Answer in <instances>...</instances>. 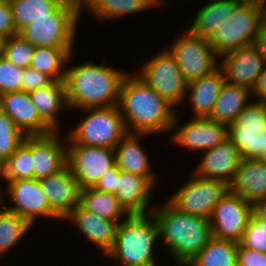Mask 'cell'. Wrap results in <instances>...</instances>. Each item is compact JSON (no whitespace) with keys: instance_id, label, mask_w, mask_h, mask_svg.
Here are the masks:
<instances>
[{"instance_id":"6da1fadb","label":"cell","mask_w":266,"mask_h":266,"mask_svg":"<svg viewBox=\"0 0 266 266\" xmlns=\"http://www.w3.org/2000/svg\"><path fill=\"white\" fill-rule=\"evenodd\" d=\"M118 107L131 133H171L178 110L163 99L133 71L122 81Z\"/></svg>"},{"instance_id":"7a4b0ae2","label":"cell","mask_w":266,"mask_h":266,"mask_svg":"<svg viewBox=\"0 0 266 266\" xmlns=\"http://www.w3.org/2000/svg\"><path fill=\"white\" fill-rule=\"evenodd\" d=\"M71 53L64 79L69 110L109 107L118 104L123 79L129 73L94 61L71 65ZM70 64V65H69Z\"/></svg>"},{"instance_id":"3957f363","label":"cell","mask_w":266,"mask_h":266,"mask_svg":"<svg viewBox=\"0 0 266 266\" xmlns=\"http://www.w3.org/2000/svg\"><path fill=\"white\" fill-rule=\"evenodd\" d=\"M154 204L159 240L176 265H188L213 237L210 219L178 211L167 200Z\"/></svg>"},{"instance_id":"277c9868","label":"cell","mask_w":266,"mask_h":266,"mask_svg":"<svg viewBox=\"0 0 266 266\" xmlns=\"http://www.w3.org/2000/svg\"><path fill=\"white\" fill-rule=\"evenodd\" d=\"M158 239L153 213L128 215L118 224L114 246L106 257L119 266H158Z\"/></svg>"},{"instance_id":"5b68a950","label":"cell","mask_w":266,"mask_h":266,"mask_svg":"<svg viewBox=\"0 0 266 266\" xmlns=\"http://www.w3.org/2000/svg\"><path fill=\"white\" fill-rule=\"evenodd\" d=\"M85 116L65 135L66 145H84L115 149L128 133L118 104L109 107L86 108Z\"/></svg>"},{"instance_id":"8992f818","label":"cell","mask_w":266,"mask_h":266,"mask_svg":"<svg viewBox=\"0 0 266 266\" xmlns=\"http://www.w3.org/2000/svg\"><path fill=\"white\" fill-rule=\"evenodd\" d=\"M181 33L166 49L174 57L185 82L189 84L216 70L219 57L207 38L195 35L186 28Z\"/></svg>"},{"instance_id":"52a82bcc","label":"cell","mask_w":266,"mask_h":266,"mask_svg":"<svg viewBox=\"0 0 266 266\" xmlns=\"http://www.w3.org/2000/svg\"><path fill=\"white\" fill-rule=\"evenodd\" d=\"M143 65V66H142ZM135 74L174 108L186 103L187 83L174 57L166 49L155 53Z\"/></svg>"},{"instance_id":"ba28073f","label":"cell","mask_w":266,"mask_h":266,"mask_svg":"<svg viewBox=\"0 0 266 266\" xmlns=\"http://www.w3.org/2000/svg\"><path fill=\"white\" fill-rule=\"evenodd\" d=\"M222 180L205 179L194 173L167 201L178 211L210 219L218 202L229 192Z\"/></svg>"},{"instance_id":"9c48e42d","label":"cell","mask_w":266,"mask_h":266,"mask_svg":"<svg viewBox=\"0 0 266 266\" xmlns=\"http://www.w3.org/2000/svg\"><path fill=\"white\" fill-rule=\"evenodd\" d=\"M266 14V8L237 5L235 11L217 27L208 39L220 58L253 43L260 20Z\"/></svg>"},{"instance_id":"30bf717a","label":"cell","mask_w":266,"mask_h":266,"mask_svg":"<svg viewBox=\"0 0 266 266\" xmlns=\"http://www.w3.org/2000/svg\"><path fill=\"white\" fill-rule=\"evenodd\" d=\"M80 20L69 9L58 7L49 17L24 26L18 34L35 47L74 48Z\"/></svg>"},{"instance_id":"8fae6325","label":"cell","mask_w":266,"mask_h":266,"mask_svg":"<svg viewBox=\"0 0 266 266\" xmlns=\"http://www.w3.org/2000/svg\"><path fill=\"white\" fill-rule=\"evenodd\" d=\"M4 182L6 190L0 188V203H4L5 198H7L12 204L5 207L7 210L17 213L32 226H35L36 221L41 218L60 219L62 222V219L51 209L39 180L33 178Z\"/></svg>"},{"instance_id":"7c38bea8","label":"cell","mask_w":266,"mask_h":266,"mask_svg":"<svg viewBox=\"0 0 266 266\" xmlns=\"http://www.w3.org/2000/svg\"><path fill=\"white\" fill-rule=\"evenodd\" d=\"M180 114L177 112L172 124L169 140L176 147L204 152L228 138V126L210 118H191L180 124ZM173 132V133H172Z\"/></svg>"},{"instance_id":"4fadbf2b","label":"cell","mask_w":266,"mask_h":266,"mask_svg":"<svg viewBox=\"0 0 266 266\" xmlns=\"http://www.w3.org/2000/svg\"><path fill=\"white\" fill-rule=\"evenodd\" d=\"M66 160L81 189L94 187L116 164L114 149L84 145H66Z\"/></svg>"},{"instance_id":"5bb4252c","label":"cell","mask_w":266,"mask_h":266,"mask_svg":"<svg viewBox=\"0 0 266 266\" xmlns=\"http://www.w3.org/2000/svg\"><path fill=\"white\" fill-rule=\"evenodd\" d=\"M266 128V103L251 100L228 126V138L240 151L243 159H258L260 156L259 133Z\"/></svg>"},{"instance_id":"9a60e30c","label":"cell","mask_w":266,"mask_h":266,"mask_svg":"<svg viewBox=\"0 0 266 266\" xmlns=\"http://www.w3.org/2000/svg\"><path fill=\"white\" fill-rule=\"evenodd\" d=\"M252 213L253 204L229 190L210 217L213 237L240 242Z\"/></svg>"},{"instance_id":"2e32d148","label":"cell","mask_w":266,"mask_h":266,"mask_svg":"<svg viewBox=\"0 0 266 266\" xmlns=\"http://www.w3.org/2000/svg\"><path fill=\"white\" fill-rule=\"evenodd\" d=\"M59 134H62V132L54 131L46 135L25 137L23 142L32 152L34 179L40 180L46 178L58 172L67 164V136L62 137Z\"/></svg>"},{"instance_id":"e0dca14e","label":"cell","mask_w":266,"mask_h":266,"mask_svg":"<svg viewBox=\"0 0 266 266\" xmlns=\"http://www.w3.org/2000/svg\"><path fill=\"white\" fill-rule=\"evenodd\" d=\"M200 159L192 173L230 185L243 158L235 144L226 138L214 148L204 151Z\"/></svg>"},{"instance_id":"ac0fdd59","label":"cell","mask_w":266,"mask_h":266,"mask_svg":"<svg viewBox=\"0 0 266 266\" xmlns=\"http://www.w3.org/2000/svg\"><path fill=\"white\" fill-rule=\"evenodd\" d=\"M220 60L219 67L223 70L225 82L250 90L265 66L263 56L253 45L226 53Z\"/></svg>"},{"instance_id":"d6986e66","label":"cell","mask_w":266,"mask_h":266,"mask_svg":"<svg viewBox=\"0 0 266 266\" xmlns=\"http://www.w3.org/2000/svg\"><path fill=\"white\" fill-rule=\"evenodd\" d=\"M39 182L51 209L62 220L80 204L81 187L67 164Z\"/></svg>"},{"instance_id":"ffe728a7","label":"cell","mask_w":266,"mask_h":266,"mask_svg":"<svg viewBox=\"0 0 266 266\" xmlns=\"http://www.w3.org/2000/svg\"><path fill=\"white\" fill-rule=\"evenodd\" d=\"M0 109L12 118L26 135H46L54 130L41 118L29 92L15 91L0 95Z\"/></svg>"},{"instance_id":"44dd1931","label":"cell","mask_w":266,"mask_h":266,"mask_svg":"<svg viewBox=\"0 0 266 266\" xmlns=\"http://www.w3.org/2000/svg\"><path fill=\"white\" fill-rule=\"evenodd\" d=\"M63 221H69L77 228L80 235L101 250L106 256L115 243L117 226L121 221H111L99 217L93 211L78 205Z\"/></svg>"},{"instance_id":"7402d4cb","label":"cell","mask_w":266,"mask_h":266,"mask_svg":"<svg viewBox=\"0 0 266 266\" xmlns=\"http://www.w3.org/2000/svg\"><path fill=\"white\" fill-rule=\"evenodd\" d=\"M148 136L152 135L128 132L114 149L115 162L121 171L146 177L154 186H157L159 176L152 170L154 168H151L150 156L141 142Z\"/></svg>"},{"instance_id":"603a6c76","label":"cell","mask_w":266,"mask_h":266,"mask_svg":"<svg viewBox=\"0 0 266 266\" xmlns=\"http://www.w3.org/2000/svg\"><path fill=\"white\" fill-rule=\"evenodd\" d=\"M155 186L143 176L121 171L115 196L125 211L131 214L152 213L155 205L151 204Z\"/></svg>"},{"instance_id":"cb8c5ba5","label":"cell","mask_w":266,"mask_h":266,"mask_svg":"<svg viewBox=\"0 0 266 266\" xmlns=\"http://www.w3.org/2000/svg\"><path fill=\"white\" fill-rule=\"evenodd\" d=\"M225 83L223 70L218 67L212 73L187 85L185 100L193 115L190 118H209L222 85Z\"/></svg>"},{"instance_id":"d4e9b609","label":"cell","mask_w":266,"mask_h":266,"mask_svg":"<svg viewBox=\"0 0 266 266\" xmlns=\"http://www.w3.org/2000/svg\"><path fill=\"white\" fill-rule=\"evenodd\" d=\"M230 191L251 204L266 198V163L258 159H242Z\"/></svg>"},{"instance_id":"484cf974","label":"cell","mask_w":266,"mask_h":266,"mask_svg":"<svg viewBox=\"0 0 266 266\" xmlns=\"http://www.w3.org/2000/svg\"><path fill=\"white\" fill-rule=\"evenodd\" d=\"M29 95L41 118L54 130L62 131L59 114L69 109L64 81H53L50 85L31 91Z\"/></svg>"},{"instance_id":"4316f807","label":"cell","mask_w":266,"mask_h":266,"mask_svg":"<svg viewBox=\"0 0 266 266\" xmlns=\"http://www.w3.org/2000/svg\"><path fill=\"white\" fill-rule=\"evenodd\" d=\"M251 90L242 85L225 82L219 92L210 119L229 126L251 101Z\"/></svg>"},{"instance_id":"83f0119b","label":"cell","mask_w":266,"mask_h":266,"mask_svg":"<svg viewBox=\"0 0 266 266\" xmlns=\"http://www.w3.org/2000/svg\"><path fill=\"white\" fill-rule=\"evenodd\" d=\"M205 5L196 11L188 28L193 34L209 39L226 18L236 9L237 4L231 0H203Z\"/></svg>"},{"instance_id":"f1b7e54d","label":"cell","mask_w":266,"mask_h":266,"mask_svg":"<svg viewBox=\"0 0 266 266\" xmlns=\"http://www.w3.org/2000/svg\"><path fill=\"white\" fill-rule=\"evenodd\" d=\"M158 7L152 0H92L89 14L101 22H106Z\"/></svg>"},{"instance_id":"f546056e","label":"cell","mask_w":266,"mask_h":266,"mask_svg":"<svg viewBox=\"0 0 266 266\" xmlns=\"http://www.w3.org/2000/svg\"><path fill=\"white\" fill-rule=\"evenodd\" d=\"M79 205L106 220L122 221L129 215L114 194L97 190L94 187L81 189Z\"/></svg>"},{"instance_id":"4dcf8cb0","label":"cell","mask_w":266,"mask_h":266,"mask_svg":"<svg viewBox=\"0 0 266 266\" xmlns=\"http://www.w3.org/2000/svg\"><path fill=\"white\" fill-rule=\"evenodd\" d=\"M74 48L35 47L30 67L54 81H64L66 67Z\"/></svg>"},{"instance_id":"1f68e13d","label":"cell","mask_w":266,"mask_h":266,"mask_svg":"<svg viewBox=\"0 0 266 266\" xmlns=\"http://www.w3.org/2000/svg\"><path fill=\"white\" fill-rule=\"evenodd\" d=\"M237 243L212 237L188 266H237Z\"/></svg>"},{"instance_id":"d6a6232c","label":"cell","mask_w":266,"mask_h":266,"mask_svg":"<svg viewBox=\"0 0 266 266\" xmlns=\"http://www.w3.org/2000/svg\"><path fill=\"white\" fill-rule=\"evenodd\" d=\"M5 204L0 203V260L33 229L26 219L7 210Z\"/></svg>"},{"instance_id":"836d02e7","label":"cell","mask_w":266,"mask_h":266,"mask_svg":"<svg viewBox=\"0 0 266 266\" xmlns=\"http://www.w3.org/2000/svg\"><path fill=\"white\" fill-rule=\"evenodd\" d=\"M15 28L19 32L27 24L49 17L59 6L54 0H9Z\"/></svg>"},{"instance_id":"e575fe53","label":"cell","mask_w":266,"mask_h":266,"mask_svg":"<svg viewBox=\"0 0 266 266\" xmlns=\"http://www.w3.org/2000/svg\"><path fill=\"white\" fill-rule=\"evenodd\" d=\"M34 165L31 149L22 142L0 167V180L33 179Z\"/></svg>"},{"instance_id":"d590c367","label":"cell","mask_w":266,"mask_h":266,"mask_svg":"<svg viewBox=\"0 0 266 266\" xmlns=\"http://www.w3.org/2000/svg\"><path fill=\"white\" fill-rule=\"evenodd\" d=\"M25 137L12 118L0 109V167L16 151Z\"/></svg>"},{"instance_id":"8d00e7d4","label":"cell","mask_w":266,"mask_h":266,"mask_svg":"<svg viewBox=\"0 0 266 266\" xmlns=\"http://www.w3.org/2000/svg\"><path fill=\"white\" fill-rule=\"evenodd\" d=\"M35 46L20 34L4 39L2 56L19 68L30 67Z\"/></svg>"},{"instance_id":"74e56055","label":"cell","mask_w":266,"mask_h":266,"mask_svg":"<svg viewBox=\"0 0 266 266\" xmlns=\"http://www.w3.org/2000/svg\"><path fill=\"white\" fill-rule=\"evenodd\" d=\"M240 243L249 249L266 253V221L252 213Z\"/></svg>"},{"instance_id":"f35d334b","label":"cell","mask_w":266,"mask_h":266,"mask_svg":"<svg viewBox=\"0 0 266 266\" xmlns=\"http://www.w3.org/2000/svg\"><path fill=\"white\" fill-rule=\"evenodd\" d=\"M23 69L0 55V95L22 90Z\"/></svg>"},{"instance_id":"ab89813d","label":"cell","mask_w":266,"mask_h":266,"mask_svg":"<svg viewBox=\"0 0 266 266\" xmlns=\"http://www.w3.org/2000/svg\"><path fill=\"white\" fill-rule=\"evenodd\" d=\"M54 80L31 67L23 69L22 91L31 92L50 85Z\"/></svg>"},{"instance_id":"60d3db41","label":"cell","mask_w":266,"mask_h":266,"mask_svg":"<svg viewBox=\"0 0 266 266\" xmlns=\"http://www.w3.org/2000/svg\"><path fill=\"white\" fill-rule=\"evenodd\" d=\"M18 33L15 28L10 1L0 0V36L6 39Z\"/></svg>"},{"instance_id":"b9f144b4","label":"cell","mask_w":266,"mask_h":266,"mask_svg":"<svg viewBox=\"0 0 266 266\" xmlns=\"http://www.w3.org/2000/svg\"><path fill=\"white\" fill-rule=\"evenodd\" d=\"M120 173L121 170L115 164L110 170L100 177L94 188L115 195Z\"/></svg>"},{"instance_id":"7bdbcfd3","label":"cell","mask_w":266,"mask_h":266,"mask_svg":"<svg viewBox=\"0 0 266 266\" xmlns=\"http://www.w3.org/2000/svg\"><path fill=\"white\" fill-rule=\"evenodd\" d=\"M262 252L249 249L237 243V266H261Z\"/></svg>"},{"instance_id":"ee69618b","label":"cell","mask_w":266,"mask_h":266,"mask_svg":"<svg viewBox=\"0 0 266 266\" xmlns=\"http://www.w3.org/2000/svg\"><path fill=\"white\" fill-rule=\"evenodd\" d=\"M54 2L62 8L69 9L77 17H81L82 12L87 10L90 11L92 0H54Z\"/></svg>"},{"instance_id":"f6af8a7d","label":"cell","mask_w":266,"mask_h":266,"mask_svg":"<svg viewBox=\"0 0 266 266\" xmlns=\"http://www.w3.org/2000/svg\"><path fill=\"white\" fill-rule=\"evenodd\" d=\"M252 45L261 53L266 64V14L259 22Z\"/></svg>"},{"instance_id":"bcb514c9","label":"cell","mask_w":266,"mask_h":266,"mask_svg":"<svg viewBox=\"0 0 266 266\" xmlns=\"http://www.w3.org/2000/svg\"><path fill=\"white\" fill-rule=\"evenodd\" d=\"M252 99L259 100L266 103V64L263 68V71L258 76L257 82L254 87L251 89Z\"/></svg>"},{"instance_id":"7dc6e473","label":"cell","mask_w":266,"mask_h":266,"mask_svg":"<svg viewBox=\"0 0 266 266\" xmlns=\"http://www.w3.org/2000/svg\"><path fill=\"white\" fill-rule=\"evenodd\" d=\"M253 213L261 220L266 221V198L253 204Z\"/></svg>"},{"instance_id":"c3c4849f","label":"cell","mask_w":266,"mask_h":266,"mask_svg":"<svg viewBox=\"0 0 266 266\" xmlns=\"http://www.w3.org/2000/svg\"><path fill=\"white\" fill-rule=\"evenodd\" d=\"M260 138V156L258 160L266 163V128L259 133Z\"/></svg>"},{"instance_id":"681fc988","label":"cell","mask_w":266,"mask_h":266,"mask_svg":"<svg viewBox=\"0 0 266 266\" xmlns=\"http://www.w3.org/2000/svg\"><path fill=\"white\" fill-rule=\"evenodd\" d=\"M237 5L253 6L257 8H266V3L263 0H231Z\"/></svg>"},{"instance_id":"f907efd6","label":"cell","mask_w":266,"mask_h":266,"mask_svg":"<svg viewBox=\"0 0 266 266\" xmlns=\"http://www.w3.org/2000/svg\"><path fill=\"white\" fill-rule=\"evenodd\" d=\"M154 3H156L158 6H159V8H161V6H164V5H166L167 3H165V0L163 1V0H152Z\"/></svg>"},{"instance_id":"816d5d0a","label":"cell","mask_w":266,"mask_h":266,"mask_svg":"<svg viewBox=\"0 0 266 266\" xmlns=\"http://www.w3.org/2000/svg\"><path fill=\"white\" fill-rule=\"evenodd\" d=\"M261 266H266V253L262 252V264Z\"/></svg>"},{"instance_id":"f5cc1de1","label":"cell","mask_w":266,"mask_h":266,"mask_svg":"<svg viewBox=\"0 0 266 266\" xmlns=\"http://www.w3.org/2000/svg\"><path fill=\"white\" fill-rule=\"evenodd\" d=\"M3 41H4V38L0 36V55H2Z\"/></svg>"},{"instance_id":"db71d44e","label":"cell","mask_w":266,"mask_h":266,"mask_svg":"<svg viewBox=\"0 0 266 266\" xmlns=\"http://www.w3.org/2000/svg\"><path fill=\"white\" fill-rule=\"evenodd\" d=\"M174 265H175V266H188V265H176L175 263H174Z\"/></svg>"}]
</instances>
